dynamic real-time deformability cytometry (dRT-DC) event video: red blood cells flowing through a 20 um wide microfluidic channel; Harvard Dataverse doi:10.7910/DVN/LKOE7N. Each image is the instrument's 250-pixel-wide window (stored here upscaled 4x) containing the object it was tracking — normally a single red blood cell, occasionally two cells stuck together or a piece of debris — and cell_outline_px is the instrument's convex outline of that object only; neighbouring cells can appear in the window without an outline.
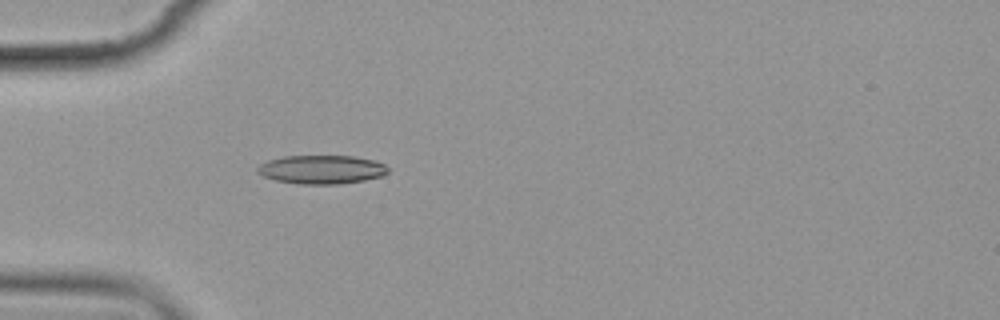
{"species": "common noctule bat (a hibernating species)", "species_latin": "Nyctalus noctula", "temperature_condition": "cold", "stored_images_in_passage": 6, "camera_frame_rate_fps": 3000, "um_per_image_px": 0.085, "animal": {"sex": "female", "body_mass_g": 19.9}, "frame": {"image": 1, "passage_image": 6, "time_ms": 5.667, "image_size_px": [1000, 320], "cell_outline_px": [[388, 172], [380, 176], [364, 180], [340, 184], [300, 184], [276, 180], [264, 176], [256, 172], [256, 168], [260, 164], [268, 160], [284, 156], [352, 156], [372, 160], [384, 164], [388, 168]], "centroid_in_image_um": [27.3, 14.41], "position_along_channel_um": 57.7, "area_um2": 21.68}}